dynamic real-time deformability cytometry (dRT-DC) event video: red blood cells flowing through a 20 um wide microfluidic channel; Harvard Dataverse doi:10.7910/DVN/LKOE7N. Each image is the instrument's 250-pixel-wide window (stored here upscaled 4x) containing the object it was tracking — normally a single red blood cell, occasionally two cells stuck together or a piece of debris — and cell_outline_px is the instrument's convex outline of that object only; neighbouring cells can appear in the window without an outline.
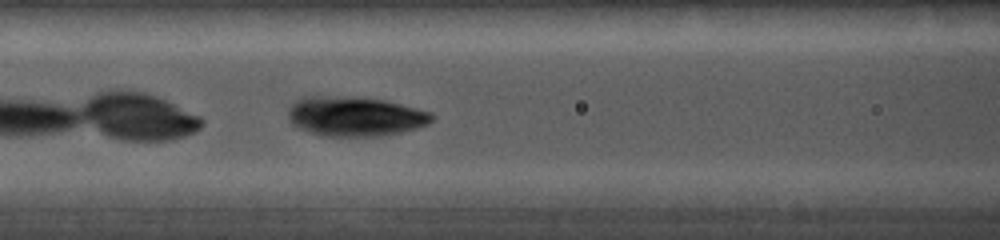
{"species": "common noctule bat (a hibernating species)", "species_latin": "Nyctalus noctula", "temperature_condition": "cold", "stored_images_in_passage": 12, "camera_frame_rate_fps": 5000, "um_per_image_px": 0.085, "animal": {"sex": "female", "body_mass_g": 19.0, "forearm_length_mm": 56.7}, "frame": {"image": 1, "passage_image": 7, "time_ms": 1.4, "image_size_px": [1000, 240], "cell_outline_px": [[436, 116], [428, 124], [416, 128], [400, 132], [380, 136], [320, 136], [308, 132], [292, 124], [288, 120], [288, 108], [300, 96], [368, 96], [432, 112]], "centroid_in_image_um": [30.16, 9.87], "position_along_channel_um": 136.4, "area_um2": 33.76}}
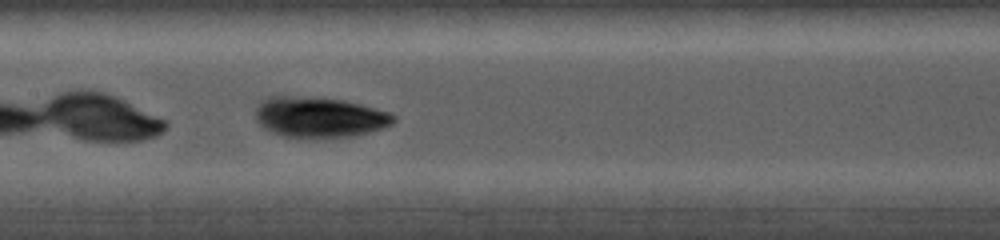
{"frame": {"image": 2, "passage_image": 12, "time_ms": 2.4, "image_size_px": [1000, 240], "cell_outline_px": [[396, 120], [392, 124], [384, 128], [352, 136], [316, 140], [296, 140], [272, 132], [264, 128], [256, 120], [256, 108], [260, 100], [268, 96], [296, 96], [344, 100], [360, 104], [388, 112], [396, 116]], "centroid_in_image_um": [27.11, 10.0], "position_along_channel_um": 180.3, "area_um2": 33.41}}